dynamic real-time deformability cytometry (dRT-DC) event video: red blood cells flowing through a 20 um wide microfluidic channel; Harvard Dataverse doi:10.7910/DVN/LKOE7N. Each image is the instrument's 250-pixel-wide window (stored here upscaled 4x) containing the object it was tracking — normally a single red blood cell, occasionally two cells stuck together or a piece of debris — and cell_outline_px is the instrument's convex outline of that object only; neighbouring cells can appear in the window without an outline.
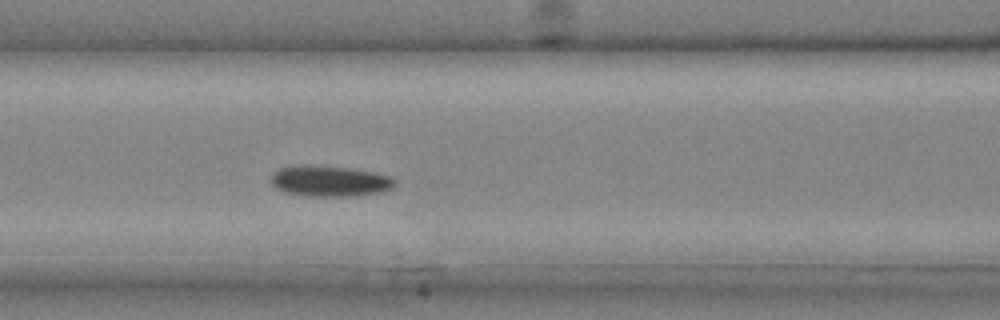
{"species": "common noctule bat (a hibernating species)", "species_latin": "Nyctalus noctula", "temperature_condition": "cold", "stored_images_in_passage": 30, "camera_frame_rate_fps": 3000, "um_per_image_px": 0.085, "animal": {"sex": "male", "body_mass_g": 20.4}, "frame": {"image": 1, "passage_image": 12, "time_ms": 3.667, "image_size_px": [1000, 320], "cell_outline_px": [[396, 184], [392, 188], [384, 192], [352, 196], [308, 196], [284, 192], [276, 188], [272, 184], [272, 176], [280, 168], [296, 164], [304, 164], [352, 168], [372, 172], [388, 176], [396, 180]], "centroid_in_image_um": [28.04, 15.39], "position_along_channel_um": 138.6, "area_um2": 22.37}}
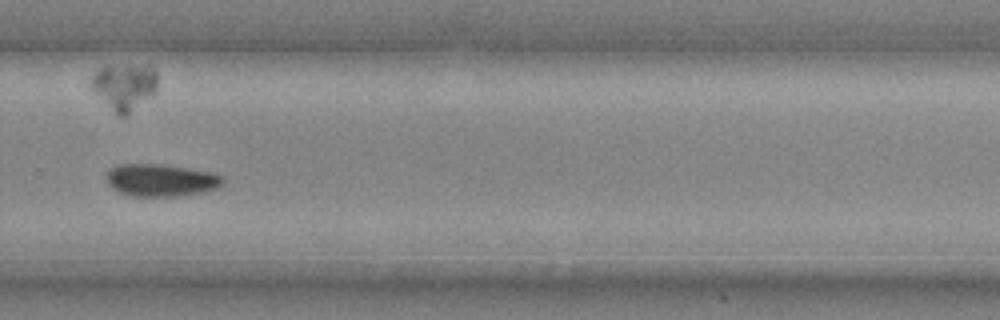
{"frame": {"image": 2, "passage_image": 21, "time_ms": 6.667, "image_size_px": [1000, 320], "cell_outline_px": [[224, 184], [220, 188], [204, 192], [176, 196], [132, 196], [120, 192], [112, 188], [108, 184], [108, 172], [112, 168], [120, 164], [156, 164], [212, 172], [224, 176]], "centroid_in_image_um": [13.75, 15.33], "position_along_channel_um": 316.1, "area_um2": 21.85}}
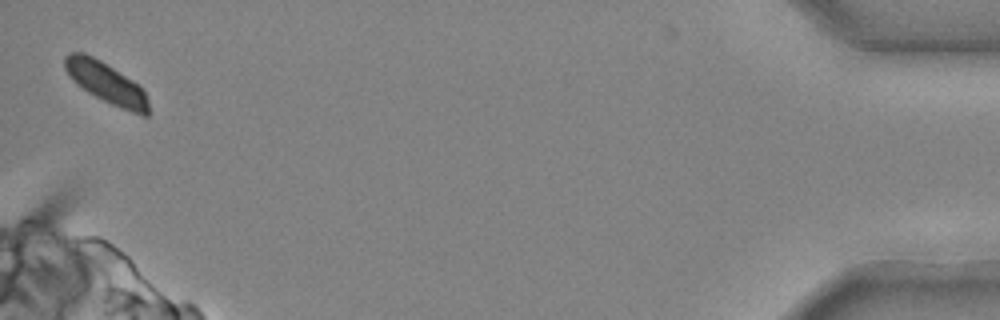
{"frame": {"image": 3, "passage_image": 30, "time_ms": 9.667, "image_size_px": [1000, 320], "cell_outline_px": [[148, 116], [140, 116], [120, 108], [88, 92], [76, 84], [72, 80], [64, 68], [64, 56], [68, 52], [84, 52], [100, 60], [132, 80], [144, 92], [148, 100]], "centroid_in_image_um": [8.99, 7.04], "position_along_channel_um": 426.2, "area_um2": 19.83}}